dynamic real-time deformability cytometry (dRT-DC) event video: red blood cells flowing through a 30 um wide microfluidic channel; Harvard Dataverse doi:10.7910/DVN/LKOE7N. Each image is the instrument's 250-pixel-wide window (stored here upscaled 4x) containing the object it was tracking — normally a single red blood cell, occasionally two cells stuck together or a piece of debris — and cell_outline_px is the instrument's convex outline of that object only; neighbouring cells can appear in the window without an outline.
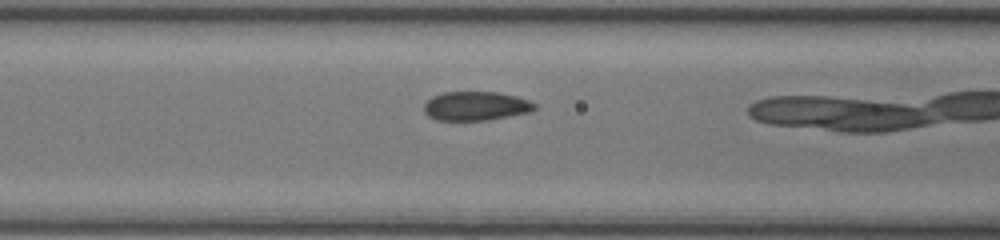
{"species": "common noctule bat (a hibernating species)", "species_latin": "Nyctalus noctula", "temperature_condition": "room temperature", "stored_images_in_passage": 15, "camera_frame_rate_fps": 3000, "um_per_image_px": 0.085, "animal": {"sex": "female", "body_mass_g": 17.0, "forearm_length_mm": 48.0}, "frame": {"image": 1, "passage_image": 10, "time_ms": 3.0, "image_size_px": [1000, 240], "cell_outline_px": [[536, 108], [532, 112], [488, 120], [436, 120], [428, 116], [424, 112], [424, 104], [432, 96], [444, 92], [500, 92], [516, 96], [528, 100], [536, 104]], "centroid_in_image_um": [40.46, 9.01], "position_along_channel_um": 126.1, "area_um2": 18.84}}
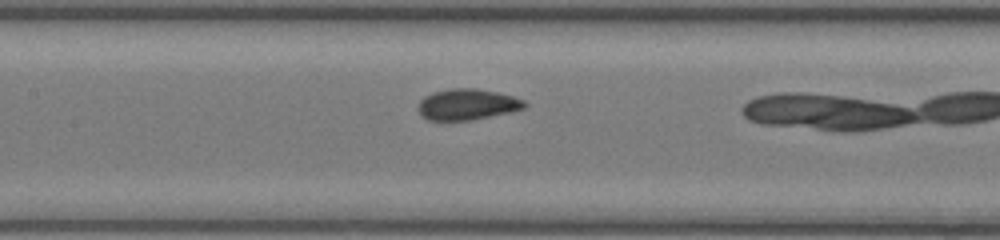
{"frame": {"image": 2, "passage_image": 13, "time_ms": 4.0, "image_size_px": [1000, 240], "cell_outline_px": [[528, 104], [524, 108], [508, 112], [468, 120], [428, 120], [420, 112], [420, 100], [424, 96], [432, 92], [452, 88], [476, 88], [496, 92], [512, 96], [524, 100]], "centroid_in_image_um": [39.72, 8.86], "position_along_channel_um": 167.7, "area_um2": 18.84}}